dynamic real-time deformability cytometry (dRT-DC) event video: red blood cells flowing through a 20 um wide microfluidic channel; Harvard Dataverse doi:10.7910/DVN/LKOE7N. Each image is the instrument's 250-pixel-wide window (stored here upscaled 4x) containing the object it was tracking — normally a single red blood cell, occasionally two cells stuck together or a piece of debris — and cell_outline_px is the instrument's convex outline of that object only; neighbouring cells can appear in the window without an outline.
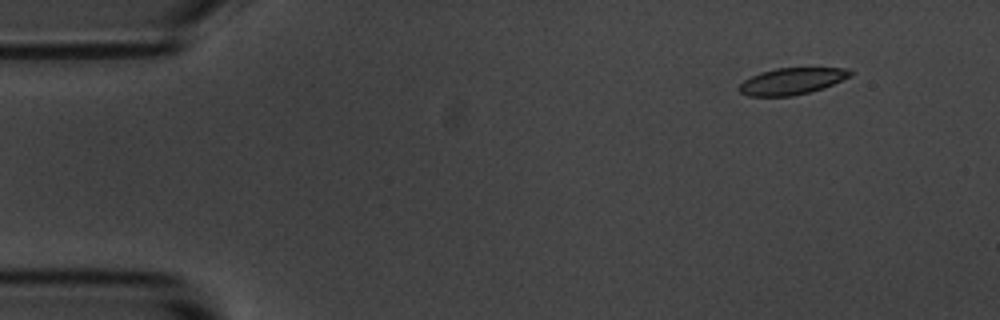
{"species": "common noctule bat (a hibernating species)", "species_latin": "Nyctalus noctula", "temperature_condition": "room temperature", "stored_images_in_passage": 4, "camera_frame_rate_fps": 3000, "um_per_image_px": 0.085, "animal": {"sex": "male", "body_mass_g": 20.1, "forearm_length_mm": 53.5}, "frame": {"image": 1, "passage_image": 1, "time_ms": 0.0, "image_size_px": [1000, 320], "cell_outline_px": [[852, 76], [824, 88], [792, 96], [748, 96], [740, 92], [736, 88], [744, 80], [760, 72], [776, 68], [848, 68], [852, 72]], "centroid_in_image_um": [67.3, 6.9], "position_along_channel_um": 17.7, "area_um2": 17.28}}
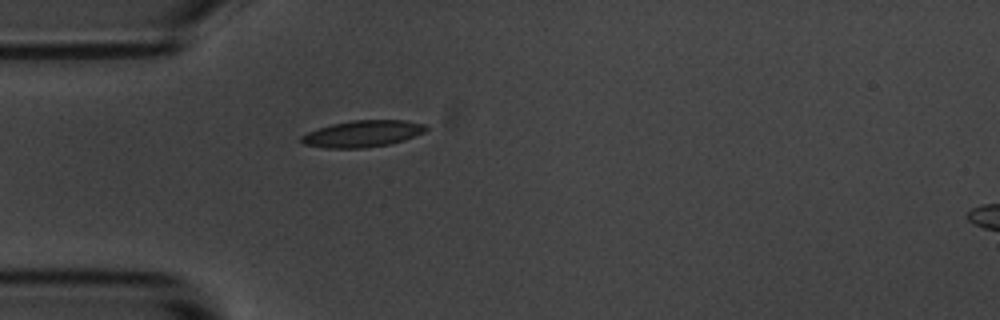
{"frame": {"image": 2, "passage_image": 4, "time_ms": 1.0, "image_size_px": [1000, 320], "cell_outline_px": [[428, 128], [424, 132], [404, 140], [388, 144], [364, 148], [324, 148], [304, 144], [300, 140], [300, 136], [308, 132], [332, 124], [352, 120], [408, 120], [424, 124]], "centroid_in_image_um": [30.82, 11.36], "position_along_channel_um": 54.2, "area_um2": 19.25}}